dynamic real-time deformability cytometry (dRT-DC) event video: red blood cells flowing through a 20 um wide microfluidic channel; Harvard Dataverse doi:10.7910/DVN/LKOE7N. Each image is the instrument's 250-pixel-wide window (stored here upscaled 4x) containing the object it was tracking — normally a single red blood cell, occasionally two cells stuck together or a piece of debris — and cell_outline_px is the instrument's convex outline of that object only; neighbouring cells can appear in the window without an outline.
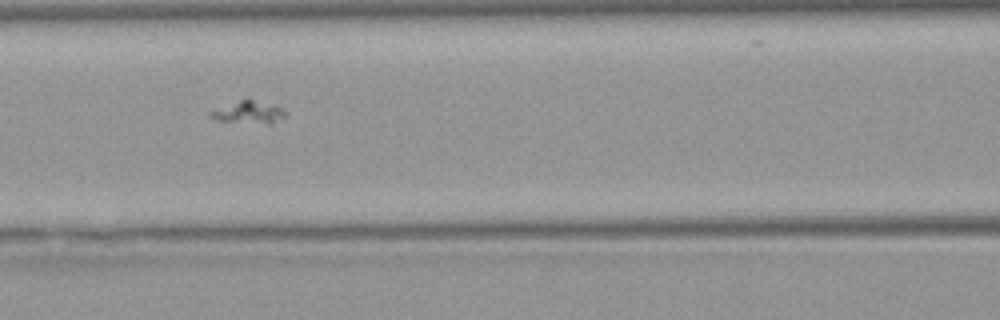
{"species": "Egyptian fruit bat (a non-hibernating species)", "species_latin": "Rousettus aegyptiacus", "temperature_condition": "warm", "stored_images_in_passage": 29, "camera_frame_rate_fps": 3000, "um_per_image_px": 0.085, "animal": {"sex": "female"}, "frame": {"image": 1, "passage_image": 20, "time_ms": 6.333, "image_size_px": [1000, 320], "cell_outline_px": [[288, 112], [284, 116], [272, 124], [268, 124], [216, 120], [208, 116], [208, 112], [244, 96], [276, 104]], "centroid_in_image_um": [21.14, 9.49], "position_along_channel_um": 145.5, "area_um2": 10.4}}